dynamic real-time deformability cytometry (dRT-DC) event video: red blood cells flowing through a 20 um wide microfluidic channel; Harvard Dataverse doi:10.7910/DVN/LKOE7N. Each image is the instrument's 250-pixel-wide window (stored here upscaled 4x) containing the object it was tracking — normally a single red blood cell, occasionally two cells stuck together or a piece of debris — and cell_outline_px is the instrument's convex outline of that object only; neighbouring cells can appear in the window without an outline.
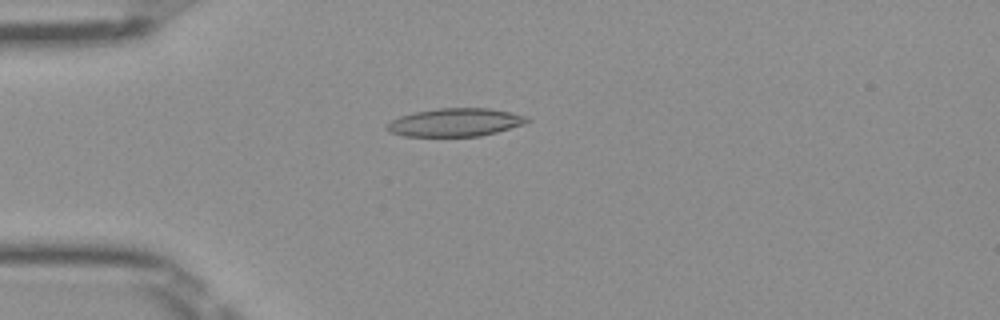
{"species": "Egyptian fruit bat (a non-hibernating species)", "species_latin": "Rousettus aegyptiacus", "temperature_condition": "room temperature", "stored_images_in_passage": 50, "camera_frame_rate_fps": 3000, "um_per_image_px": 0.085, "frame": {"image": 1, "passage_image": 13, "time_ms": 4.0, "image_size_px": [1000, 320], "cell_outline_px": [[532, 120], [524, 124], [496, 132], [480, 136], [404, 136], [388, 132], [384, 128], [392, 120], [400, 116], [416, 112], [440, 108], [488, 108], [528, 116]], "centroid_in_image_um": [38.7, 10.4], "position_along_channel_um": 46.3, "area_um2": 22.89}}
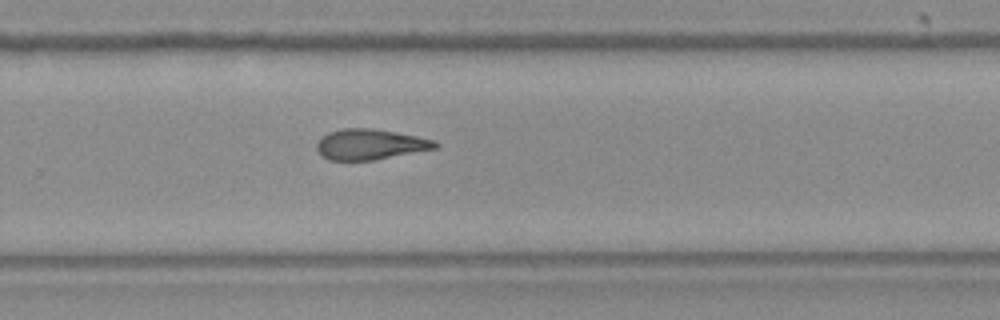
{"frame": {"image": 2, "passage_image": 33, "time_ms": 10.667, "image_size_px": [1000, 320], "cell_outline_px": [[440, 144], [436, 148], [372, 160], [328, 160], [320, 156], [316, 148], [316, 144], [320, 136], [328, 132], [340, 128], [372, 128], [396, 132], [436, 140]], "centroid_in_image_um": [31.4, 12.26], "position_along_channel_um": 298.4, "area_um2": 21.21}}
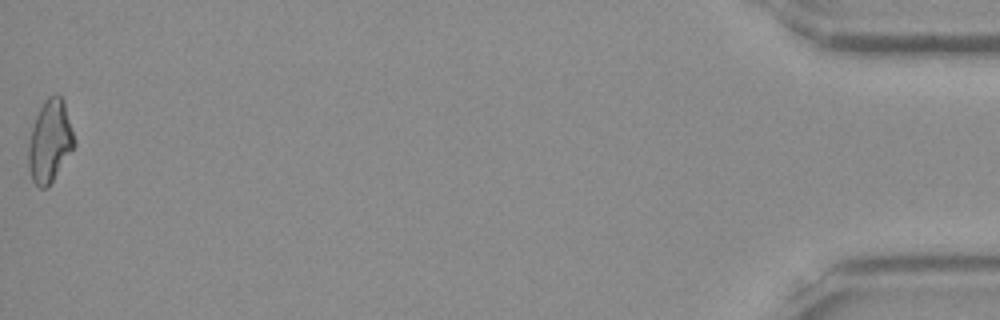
{"frame": {"image": 3, "passage_image": 50, "time_ms": 16.333, "image_size_px": [1000, 320], "cell_outline_px": [[76, 144], [48, 188], [40, 188], [32, 180], [28, 168], [28, 144], [32, 128], [36, 116], [44, 100], [48, 96], [56, 92], [64, 100], [76, 140]], "centroid_in_image_um": [4.25, 11.99], "position_along_channel_um": 431.0, "area_um2": 22.2}, "authors_computed_cell_mechanics": {"area_um2": 21.675, "velocity_mm_per_s": 4.0371, "shape_relaxation_time_tau1_ms": null, "shape_relaxation_time_tau2_ms": 5.5846, "deformation_change_tau1": null, "deformation_change_tau2": 0.1634}}